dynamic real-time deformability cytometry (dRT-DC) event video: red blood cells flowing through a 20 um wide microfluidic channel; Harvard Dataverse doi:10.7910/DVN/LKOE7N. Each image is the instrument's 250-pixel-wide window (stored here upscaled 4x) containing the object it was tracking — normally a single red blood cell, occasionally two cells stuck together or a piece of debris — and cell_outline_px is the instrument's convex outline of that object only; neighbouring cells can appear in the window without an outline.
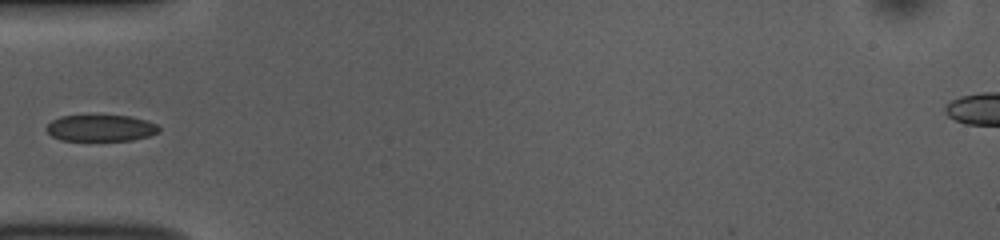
{"species": "common noctule bat (a hibernating species)", "species_latin": "Nyctalus noctula", "temperature_condition": "room temperature", "stored_images_in_passage": 36, "camera_frame_rate_fps": 3000, "um_per_image_px": 0.085, "animal": {"sex": "female", "body_mass_g": 10.0, "forearm_length_mm": 53.1}, "frame": {"image": 1, "passage_image": 1, "time_ms": 0.0, "image_size_px": [1000, 240], "cell_outline_px": [[160, 132], [148, 136], [132, 140], [60, 140], [52, 136], [44, 128], [52, 120], [60, 116], [132, 116], [148, 120], [156, 124], [160, 128]], "centroid_in_image_um": [8.58, 10.88], "position_along_channel_um": 76.4, "area_um2": 17.34}}
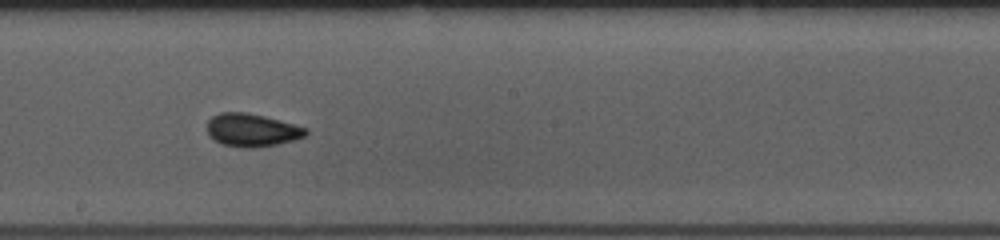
{"frame": {"image": 2, "passage_image": 13, "time_ms": 4.0, "image_size_px": [1000, 240], "cell_outline_px": [[308, 132], [304, 136], [292, 140], [276, 144], [256, 148], [244, 148], [224, 144], [212, 140], [208, 136], [208, 120], [212, 116], [220, 112], [248, 112], [280, 120], [308, 128]], "centroid_in_image_um": [21.39, 11.05], "position_along_channel_um": 226.8, "area_um2": 19.02}}
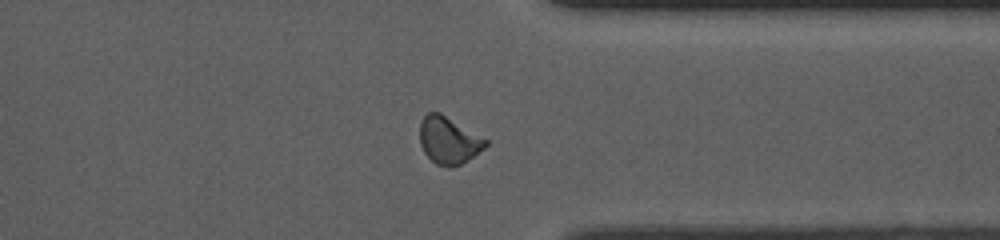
{"frame": {"image": 3, "passage_image": 25, "time_ms": 8.0, "image_size_px": [1000, 240], "cell_outline_px": [[488, 144], [484, 148], [468, 160], [452, 168], [448, 168], [436, 164], [424, 152], [420, 144], [420, 120], [428, 112], [440, 112], [488, 140]], "centroid_in_image_um": [38.12, 11.93], "position_along_channel_um": 373.3, "area_um2": 18.09}}